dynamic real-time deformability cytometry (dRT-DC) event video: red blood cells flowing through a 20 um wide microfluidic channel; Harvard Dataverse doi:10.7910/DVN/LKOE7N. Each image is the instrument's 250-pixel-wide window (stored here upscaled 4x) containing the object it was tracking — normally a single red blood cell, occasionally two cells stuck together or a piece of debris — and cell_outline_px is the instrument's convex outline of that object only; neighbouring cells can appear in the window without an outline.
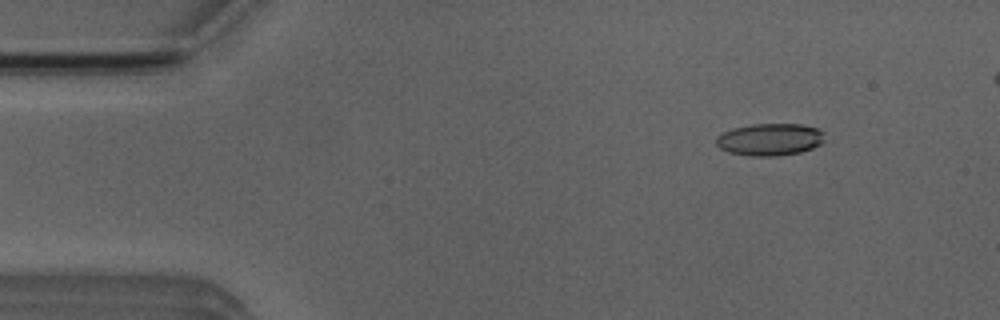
{"species": "Egyptian fruit bat (a non-hibernating species)", "species_latin": "Rousettus aegyptiacus", "temperature_condition": "room temperature", "stored_images_in_passage": 10, "camera_frame_rate_fps": 3000, "um_per_image_px": 0.085, "animal": {"sex": "male"}, "frame": {"image": 1, "passage_image": 6, "time_ms": 1.667, "image_size_px": [1000, 320], "cell_outline_px": [[824, 140], [820, 144], [812, 148], [800, 152], [776, 156], [748, 156], [728, 152], [720, 148], [716, 144], [716, 136], [732, 128], [752, 124], [800, 124], [820, 128], [824, 132]], "centroid_in_image_um": [65.44, 11.85], "position_along_channel_um": 19.6, "area_um2": 20.52}}